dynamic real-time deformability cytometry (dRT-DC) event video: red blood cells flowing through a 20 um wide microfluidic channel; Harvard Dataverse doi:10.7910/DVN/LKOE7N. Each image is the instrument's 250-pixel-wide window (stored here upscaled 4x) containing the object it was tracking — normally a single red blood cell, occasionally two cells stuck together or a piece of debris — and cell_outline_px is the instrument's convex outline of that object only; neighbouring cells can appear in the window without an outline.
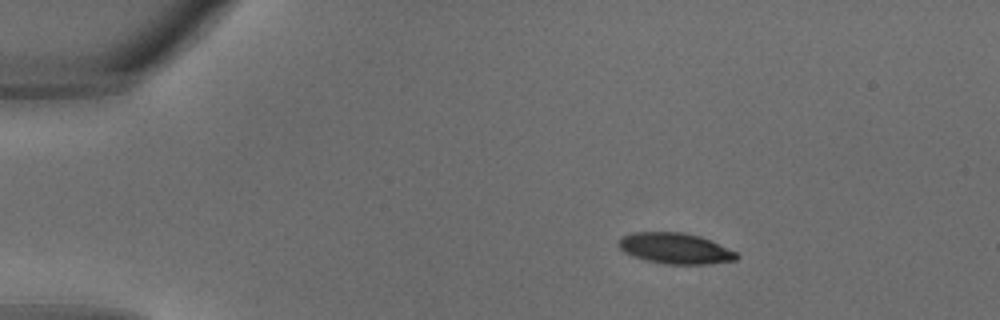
{"species": "common noctule bat (a hibernating species)", "species_latin": "Nyctalus noctula", "temperature_condition": "warm", "stored_images_in_passage": 33, "camera_frame_rate_fps": 3000, "um_per_image_px": 0.085, "animal": {"sex": "male", "body_mass_g": 18.8}, "frame": {"image": 1, "passage_image": 5, "time_ms": 1.333, "image_size_px": [1000, 320], "cell_outline_px": [[740, 256], [736, 260], [708, 264], [664, 264], [632, 256], [624, 252], [616, 244], [616, 240], [632, 232], [684, 232], [700, 236], [736, 252]], "centroid_in_image_um": [57.36, 21.11], "position_along_channel_um": 27.6, "area_um2": 21.21}}
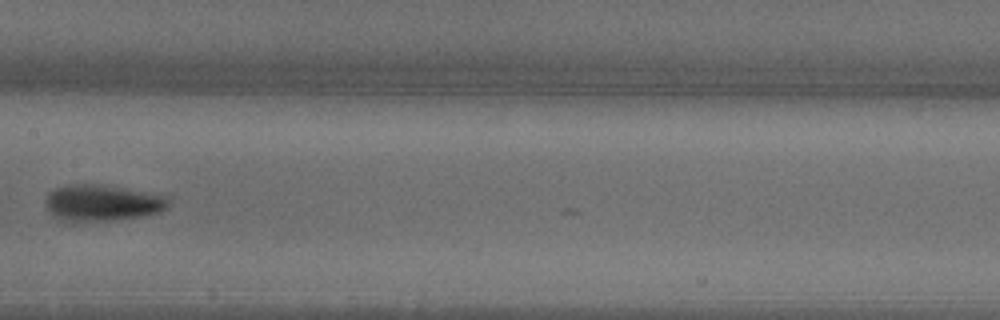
{"frame": {"image": 2, "passage_image": 17, "time_ms": 5.333, "image_size_px": [1000, 320], "cell_outline_px": [[168, 208], [160, 212], [140, 216], [108, 220], [72, 224], [48, 212], [44, 204], [44, 200], [48, 192], [52, 188], [68, 184], [104, 184], [168, 196]], "centroid_in_image_um": [8.61, 17.24], "position_along_channel_um": 198.8, "area_um2": 26.65}}
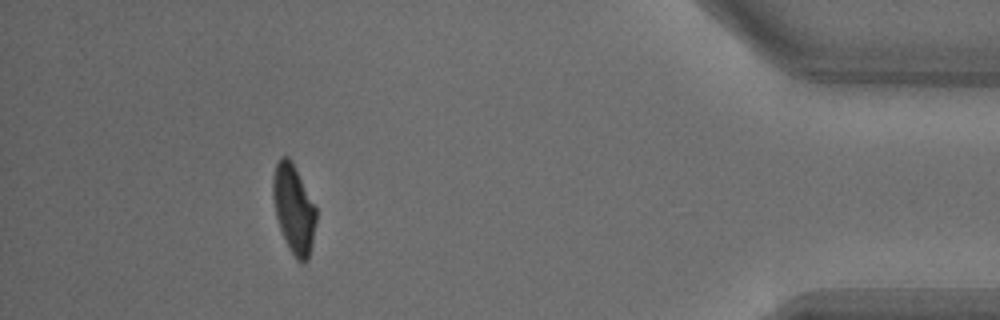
{"frame": {"image": 3, "passage_image": 30, "time_ms": 9.667, "image_size_px": [1000, 320], "cell_outline_px": [[316, 220], [312, 244], [308, 260], [304, 264], [300, 264], [296, 260], [288, 248], [284, 240], [276, 216], [272, 196], [272, 176], [276, 164], [280, 156], [288, 156], [316, 208]], "centroid_in_image_um": [24.95, 17.82], "position_along_channel_um": 410.3, "area_um2": 22.25}}